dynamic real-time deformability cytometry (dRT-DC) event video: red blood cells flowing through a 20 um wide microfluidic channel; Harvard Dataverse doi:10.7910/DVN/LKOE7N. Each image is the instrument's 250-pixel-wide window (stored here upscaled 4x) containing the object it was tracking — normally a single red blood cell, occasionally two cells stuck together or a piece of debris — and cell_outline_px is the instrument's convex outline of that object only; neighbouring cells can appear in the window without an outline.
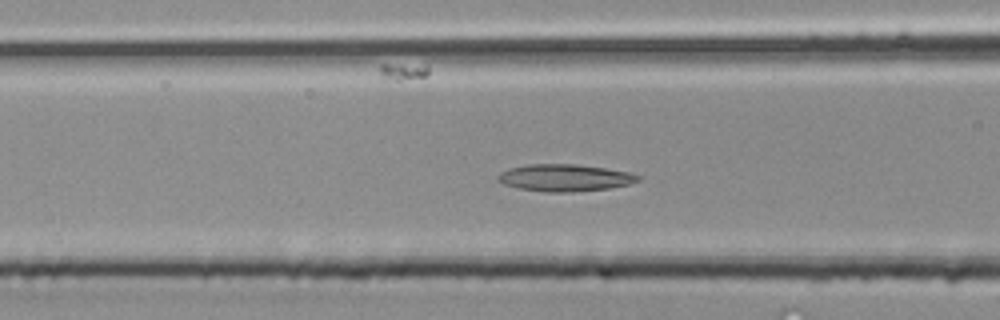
{"species": "common noctule bat (a hibernating species)", "species_latin": "Nyctalus noctula", "temperature_condition": "room temperature", "stored_images_in_passage": 35, "camera_frame_rate_fps": 3000, "um_per_image_px": 0.085, "animal": {"sex": "male", "body_mass_g": 20.4}, "frame": {"image": 1, "passage_image": 10, "time_ms": 3.0, "image_size_px": [1000, 320], "cell_outline_px": [[644, 176], [640, 180], [628, 184], [608, 188], [572, 192], [544, 192], [516, 188], [504, 184], [496, 180], [496, 176], [500, 172], [508, 168], [528, 164], [576, 164], [604, 168], [628, 172]], "centroid_in_image_um": [47.96, 15.11], "position_along_channel_um": 118.6, "area_um2": 22.25}}
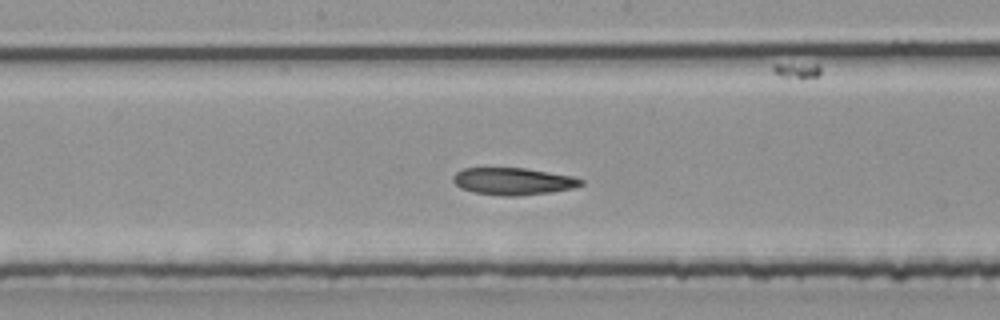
{"frame": {"image": 2, "passage_image": 15, "time_ms": 4.667, "image_size_px": [1000, 320], "cell_outline_px": [[584, 184], [572, 188], [552, 192], [520, 196], [504, 196], [472, 192], [460, 188], [452, 180], [452, 176], [456, 172], [464, 168], [524, 168], [572, 176], [584, 180]], "centroid_in_image_um": [43.6, 15.41], "position_along_channel_um": 204.6, "area_um2": 20.29}}
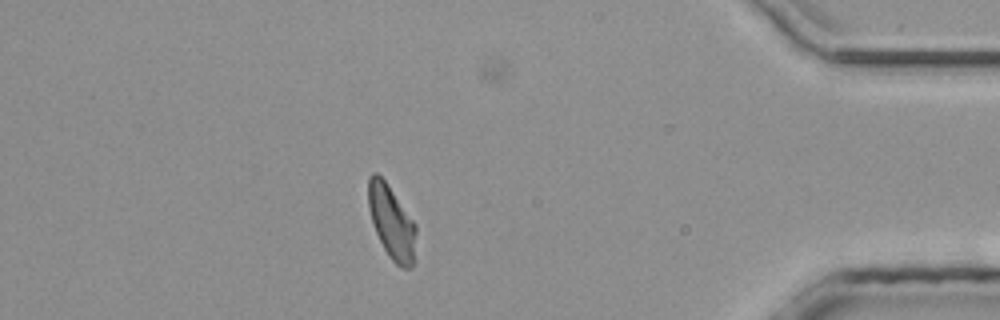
{"frame": {"image": 3, "passage_image": 29, "time_ms": 9.333, "image_size_px": [1000, 320], "cell_outline_px": [[416, 260], [412, 268], [404, 268], [396, 264], [388, 256], [376, 232], [368, 208], [368, 176], [372, 172], [376, 172], [384, 180], [416, 224]], "centroid_in_image_um": [33.31, 18.93], "position_along_channel_um": 401.9, "area_um2": 20.52}}